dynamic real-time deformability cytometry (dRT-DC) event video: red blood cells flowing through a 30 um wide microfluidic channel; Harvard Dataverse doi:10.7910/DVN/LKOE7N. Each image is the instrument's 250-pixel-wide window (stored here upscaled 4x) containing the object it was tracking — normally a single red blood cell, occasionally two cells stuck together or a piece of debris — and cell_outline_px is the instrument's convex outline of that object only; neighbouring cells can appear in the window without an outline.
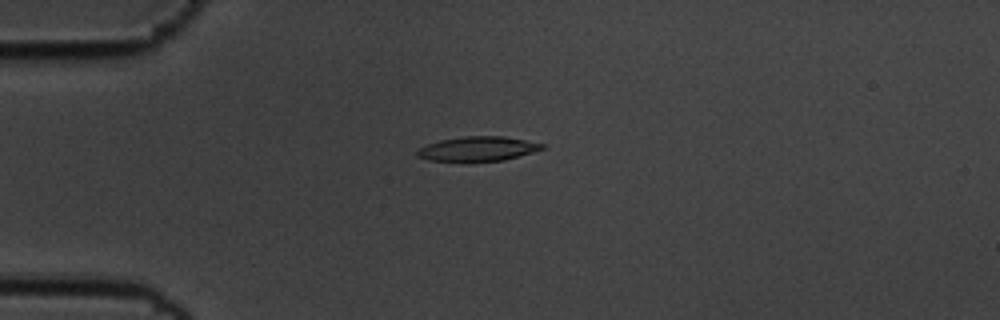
{"species": "common noctule bat (a hibernating species)", "species_latin": "Nyctalus noctula", "temperature_condition": "cold", "stored_images_in_passage": 57, "camera_frame_rate_fps": 3000, "um_per_image_px": 0.085, "animal": {"sex": "male", "body_mass_g": 19.5, "forearm_length_mm": 54.6}, "frame": {"image": 1, "passage_image": 15, "time_ms": 4.667, "image_size_px": [1000, 320], "cell_outline_px": [[544, 148], [532, 152], [504, 160], [464, 164], [460, 164], [428, 160], [416, 156], [416, 152], [420, 148], [428, 144], [440, 140], [464, 136], [504, 136], [544, 144]], "centroid_in_image_um": [40.53, 12.7], "position_along_channel_um": 44.5, "area_um2": 18.5}}
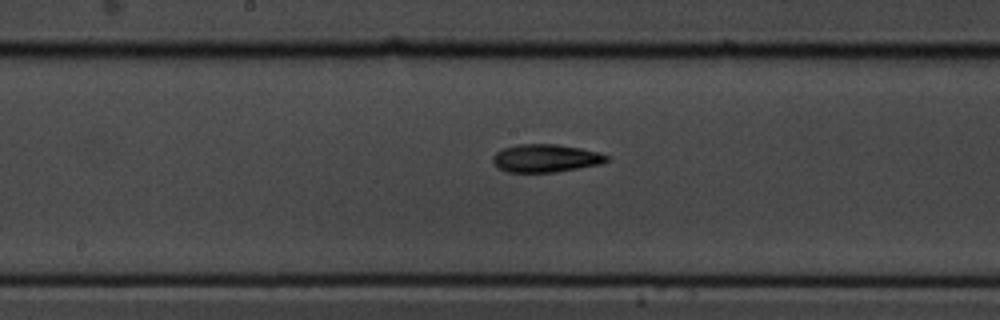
{"frame": {"image": 2, "passage_image": 30, "time_ms": 9.667, "image_size_px": [1000, 320], "cell_outline_px": [[608, 160], [600, 164], [556, 172], [508, 172], [500, 168], [492, 160], [492, 156], [496, 152], [504, 148], [516, 144], [556, 144], [580, 148], [600, 152], [608, 156]], "centroid_in_image_um": [46.38, 13.44], "position_along_channel_um": 201.8, "area_um2": 18.44}}
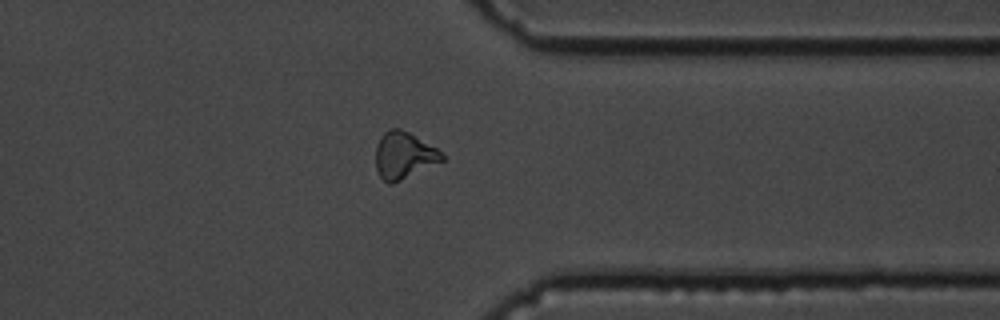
{"frame": {"image": 3, "passage_image": 45, "time_ms": 14.667, "image_size_px": [1000, 320], "cell_outline_px": [[444, 160], [392, 184], [388, 184], [380, 176], [376, 168], [376, 144], [380, 136], [388, 128], [400, 128], [408, 132], [436, 148], [444, 156]], "centroid_in_image_um": [34.29, 13.19], "position_along_channel_um": 377.1, "area_um2": 17.92}, "authors_computed_cell_mechanics": {"area_um2": 17.918, "velocity_mm_per_s": 3.5903, "shape_relaxation_time_tau1_ms": 5.1194, "shape_relaxation_time_tau2_ms": 3.4887, "deformation_change_tau1": 0.1495, "deformation_change_tau2": 0.1176}}